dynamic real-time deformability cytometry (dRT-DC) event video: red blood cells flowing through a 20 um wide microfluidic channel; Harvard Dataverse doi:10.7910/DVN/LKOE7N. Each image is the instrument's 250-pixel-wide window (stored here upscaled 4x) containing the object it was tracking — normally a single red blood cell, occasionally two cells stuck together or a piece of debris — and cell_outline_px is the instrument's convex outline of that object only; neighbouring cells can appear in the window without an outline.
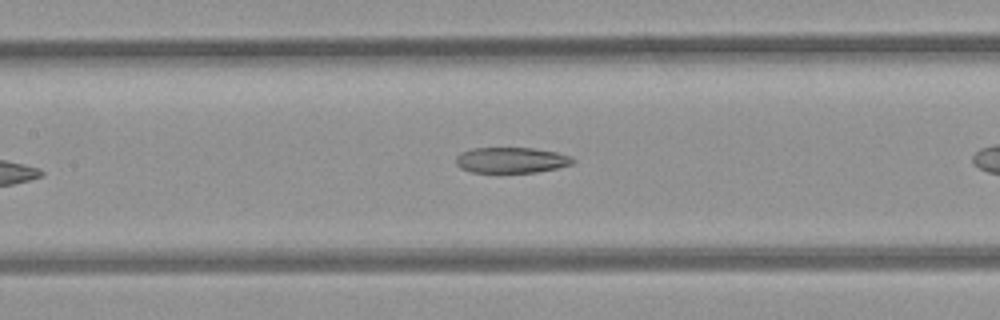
{"species": "common noctule bat (a hibernating species)", "species_latin": "Nyctalus noctula", "temperature_condition": "room temperature", "stored_images_in_passage": 32, "camera_frame_rate_fps": 3000, "um_per_image_px": 0.085, "animal": {"sex": "female", "body_mass_g": 21.9}, "frame": {"image": 1, "passage_image": 8, "time_ms": 2.333, "image_size_px": [1000, 320], "cell_outline_px": [[576, 160], [572, 164], [556, 168], [536, 172], [472, 172], [460, 168], [456, 164], [456, 156], [460, 152], [472, 148], [532, 148], [556, 152], [572, 156]], "centroid_in_image_um": [43.45, 13.6], "position_along_channel_um": 163.9, "area_um2": 17.51}}
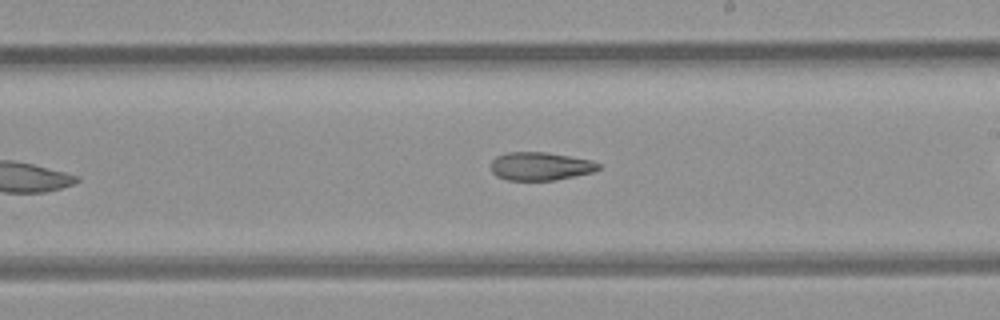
{"frame": {"image": 2, "passage_image": 14, "time_ms": 4.333, "image_size_px": [1000, 320], "cell_outline_px": [[604, 168], [592, 172], [556, 180], [508, 180], [496, 176], [492, 172], [492, 160], [496, 156], [508, 152], [544, 152], [592, 160], [600, 164]], "centroid_in_image_um": [45.95, 14.13], "position_along_channel_um": 243.0, "area_um2": 17.69}}
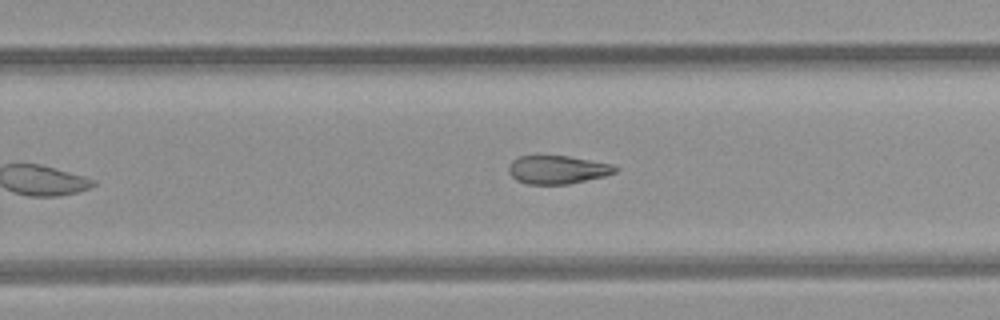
{"frame": {"image": 3, "passage_image": 17, "time_ms": 5.333, "image_size_px": [1000, 320], "cell_outline_px": [[620, 168], [616, 172], [604, 176], [568, 184], [528, 184], [516, 180], [508, 172], [508, 164], [512, 160], [520, 156], [568, 156], [612, 164]], "centroid_in_image_um": [47.38, 14.42], "position_along_channel_um": 282.4, "area_um2": 17.57}, "authors_computed_cell_mechanics": {"area_um2": 19.0451, "velocity_mm_per_s": 3.9633, "shape_relaxation_time_tau1_ms": null, "shape_relaxation_time_tau2_ms": 8.2074, "deformation_change_tau1": null, "deformation_change_tau2": 0.2142}}